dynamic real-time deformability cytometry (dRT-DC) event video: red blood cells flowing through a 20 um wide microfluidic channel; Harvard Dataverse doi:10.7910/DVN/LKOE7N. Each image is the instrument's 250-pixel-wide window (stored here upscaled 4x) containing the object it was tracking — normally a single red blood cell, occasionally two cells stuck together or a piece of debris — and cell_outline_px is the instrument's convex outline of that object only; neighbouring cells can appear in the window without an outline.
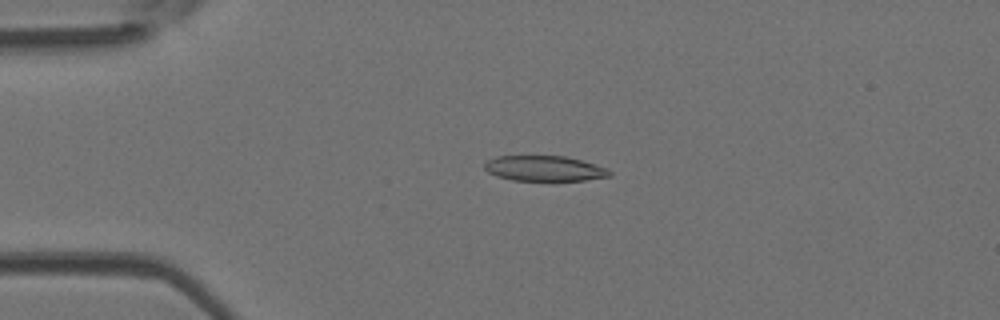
{"species": "Egyptian fruit bat (a non-hibernating species)", "species_latin": "Rousettus aegyptiacus", "temperature_condition": "room temperature", "stored_images_in_passage": 49, "camera_frame_rate_fps": 3000, "um_per_image_px": 0.085, "animal": {"sex": "female"}, "frame": {"image": 1, "passage_image": 11, "time_ms": 3.333, "image_size_px": [1000, 320], "cell_outline_px": [[612, 176], [584, 180], [512, 180], [496, 176], [488, 172], [484, 168], [484, 164], [488, 160], [496, 156], [564, 156], [580, 160], [608, 168], [612, 172]], "centroid_in_image_um": [46.28, 14.32], "position_along_channel_um": 38.7, "area_um2": 18.38}}
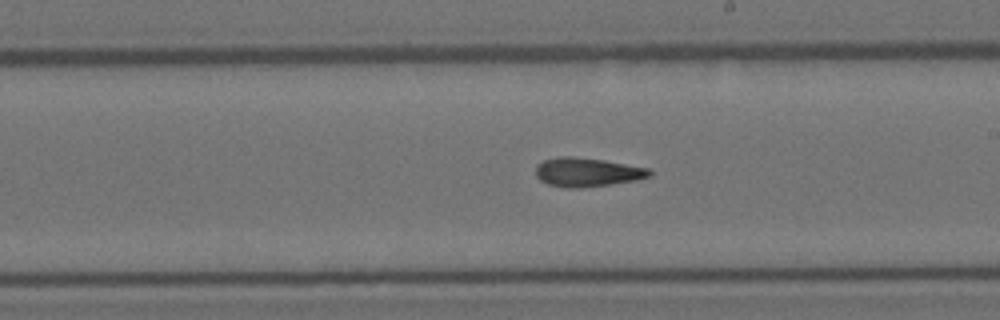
{"frame": {"image": 2, "passage_image": 28, "time_ms": 9.0, "image_size_px": [1000, 320], "cell_outline_px": [[652, 176], [636, 180], [612, 184], [580, 188], [564, 188], [548, 184], [540, 180], [536, 176], [536, 164], [544, 160], [560, 156], [572, 156], [604, 160], [648, 168], [652, 172]], "centroid_in_image_um": [49.89, 14.64], "position_along_channel_um": 239.1, "area_um2": 19.31}}
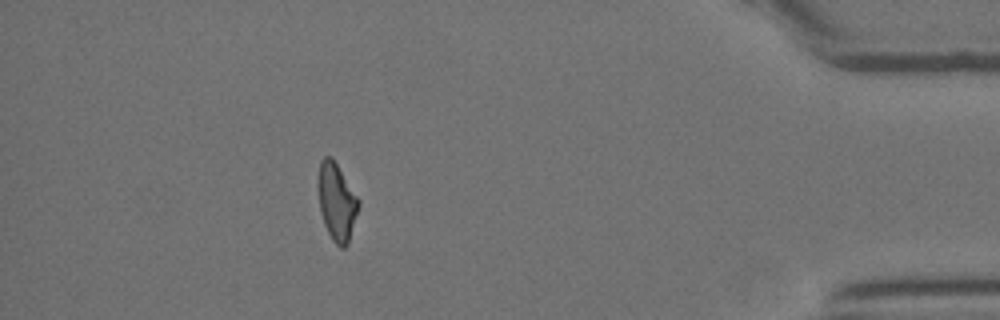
{"frame": {"image": 3, "passage_image": 44, "time_ms": 14.333, "image_size_px": [1000, 320], "cell_outline_px": [[360, 204], [348, 244], [344, 248], [340, 248], [332, 240], [324, 224], [320, 212], [316, 184], [320, 160], [324, 156], [332, 156], [360, 200]], "centroid_in_image_um": [28.6, 17.13], "position_along_channel_um": 406.6, "area_um2": 18.67}, "authors_computed_cell_mechanics": {"area_um2": 19.074, "velocity_mm_per_s": 4.0808, "shape_relaxation_time_tau1_ms": 10.6143, "shape_relaxation_time_tau2_ms": 7.7167, "deformation_change_tau1": 0.2671, "deformation_change_tau2": 0.1726}}